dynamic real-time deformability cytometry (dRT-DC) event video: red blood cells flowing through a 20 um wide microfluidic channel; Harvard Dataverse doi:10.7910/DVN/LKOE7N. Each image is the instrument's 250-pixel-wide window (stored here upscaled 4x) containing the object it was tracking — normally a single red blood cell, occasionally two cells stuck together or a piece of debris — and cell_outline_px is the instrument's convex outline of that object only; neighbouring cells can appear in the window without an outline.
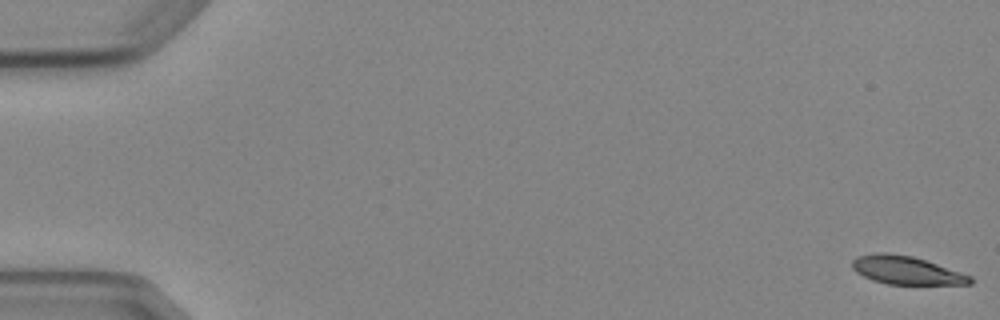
{"species": "Egyptian fruit bat (a non-hibernating species)", "species_latin": "Rousettus aegyptiacus", "temperature_condition": "cold", "stored_images_in_passage": 7, "camera_frame_rate_fps": 3000, "um_per_image_px": 0.085, "animal": {"sex": "female"}, "frame": {"image": 1, "passage_image": 1, "time_ms": 0.0, "image_size_px": [1000, 320], "cell_outline_px": [[972, 284], [888, 284], [872, 280], [856, 272], [852, 268], [852, 260], [856, 256], [876, 252], [888, 252], [912, 256], [972, 276]], "centroid_in_image_um": [76.99, 22.96], "position_along_channel_um": 8.0, "area_um2": 19.31}}
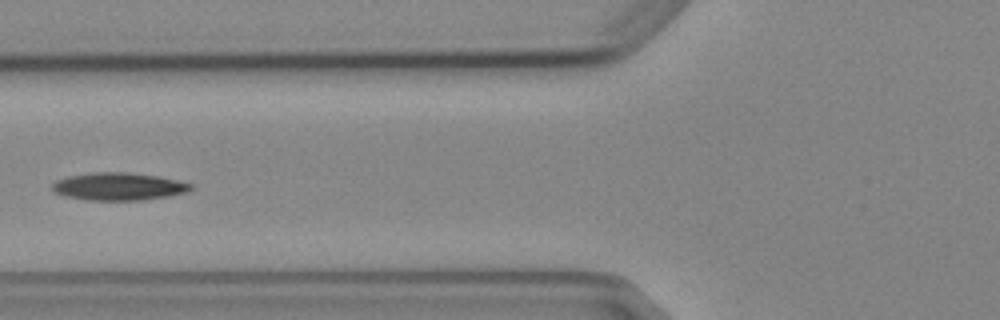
{"frame": {"image": 2, "passage_image": 7, "time_ms": 7.0, "image_size_px": [1000, 320], "cell_outline_px": [[192, 188], [188, 192], [168, 196], [144, 200], [84, 200], [64, 196], [48, 188], [56, 180], [68, 176], [92, 172], [124, 172], [160, 176], [192, 184]], "centroid_in_image_um": [10.05, 15.85], "position_along_channel_um": 115.8, "area_um2": 22.48}}